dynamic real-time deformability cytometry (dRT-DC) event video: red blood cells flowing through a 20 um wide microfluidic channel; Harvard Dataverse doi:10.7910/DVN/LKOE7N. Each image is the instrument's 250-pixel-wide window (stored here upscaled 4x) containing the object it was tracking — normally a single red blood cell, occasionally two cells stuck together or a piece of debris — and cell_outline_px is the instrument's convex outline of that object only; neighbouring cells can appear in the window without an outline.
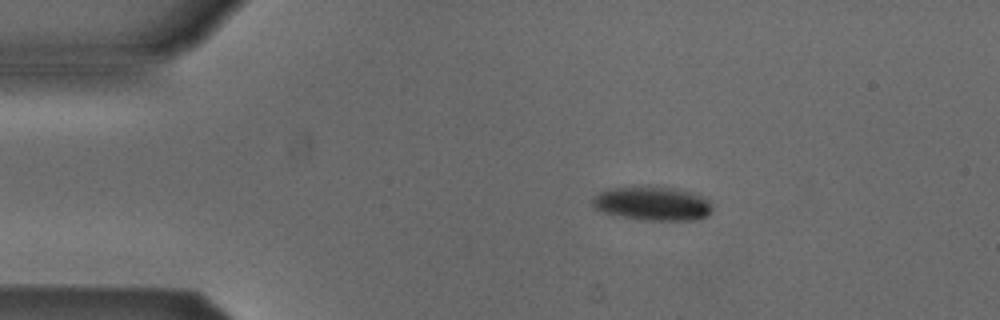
{"species": "Egyptian fruit bat (a non-hibernating species)", "species_latin": "Rousettus aegyptiacus", "temperature_condition": "cold", "stored_images_in_passage": 6, "camera_frame_rate_fps": 3000, "um_per_image_px": 0.085, "animal": {"sex": "male"}, "frame": {"image": 1, "passage_image": 2, "time_ms": 1.333, "image_size_px": [1000, 320], "cell_outline_px": [[712, 212], [708, 216], [692, 220], [644, 220], [604, 212], [592, 208], [592, 196], [608, 188], [676, 188], [700, 196], [708, 200], [712, 208]], "centroid_in_image_um": [55.44, 17.32], "position_along_channel_um": 29.6, "area_um2": 23.12}}
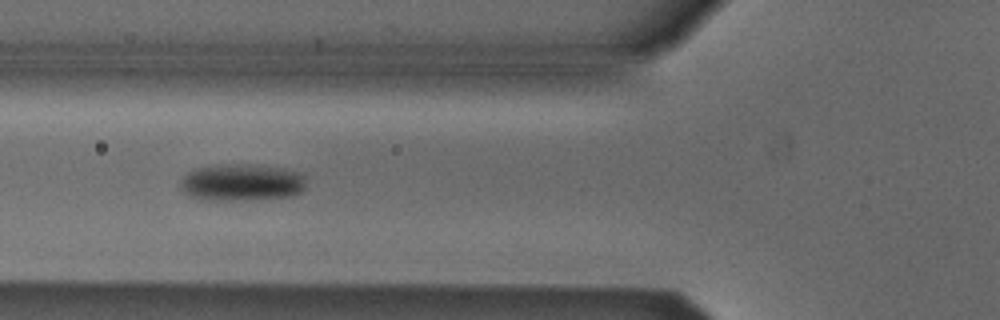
{"frame": {"image": 2, "passage_image": 5, "time_ms": 4.667, "image_size_px": [1000, 320], "cell_outline_px": [[304, 188], [300, 192], [292, 196], [244, 200], [208, 200], [192, 196], [184, 192], [180, 188], [180, 180], [188, 172], [196, 168], [220, 164], [248, 164], [280, 168], [296, 172], [304, 176]], "centroid_in_image_um": [20.5, 15.51], "position_along_channel_um": 105.3, "area_um2": 26.93}}
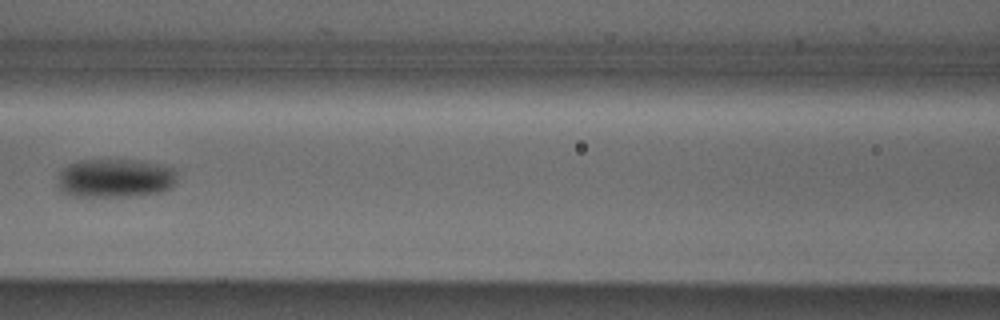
{"frame": {"image": 3, "passage_image": 6, "time_ms": 6.0, "image_size_px": [1000, 320], "cell_outline_px": [[176, 184], [172, 188], [164, 192], [140, 196], [72, 196], [64, 192], [60, 188], [60, 172], [68, 164], [76, 160], [140, 160], [176, 168]], "centroid_in_image_um": [9.88, 15.15], "position_along_channel_um": 156.7, "area_um2": 27.28}}